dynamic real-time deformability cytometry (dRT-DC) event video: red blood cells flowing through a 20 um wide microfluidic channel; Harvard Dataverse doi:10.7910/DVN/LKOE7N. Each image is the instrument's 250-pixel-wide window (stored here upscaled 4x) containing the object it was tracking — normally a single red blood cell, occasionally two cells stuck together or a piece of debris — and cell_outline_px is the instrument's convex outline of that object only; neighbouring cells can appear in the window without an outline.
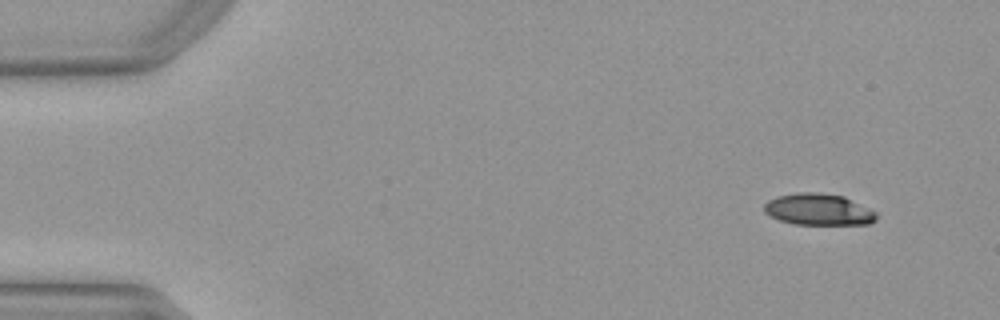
{"species": "Egyptian fruit bat (a non-hibernating species)", "species_latin": "Rousettus aegyptiacus", "temperature_condition": "warm", "stored_images_in_passage": 48, "camera_frame_rate_fps": 3000, "um_per_image_px": 0.085, "animal": {"sex": "female"}, "frame": {"image": 1, "passage_image": 1, "time_ms": 0.0, "image_size_px": [1000, 320], "cell_outline_px": [[876, 220], [868, 224], [792, 224], [768, 216], [764, 212], [764, 204], [768, 200], [776, 196], [800, 192], [816, 192], [844, 196], [876, 212]], "centroid_in_image_um": [69.53, 17.8], "position_along_channel_um": 15.5, "area_um2": 20.63}}
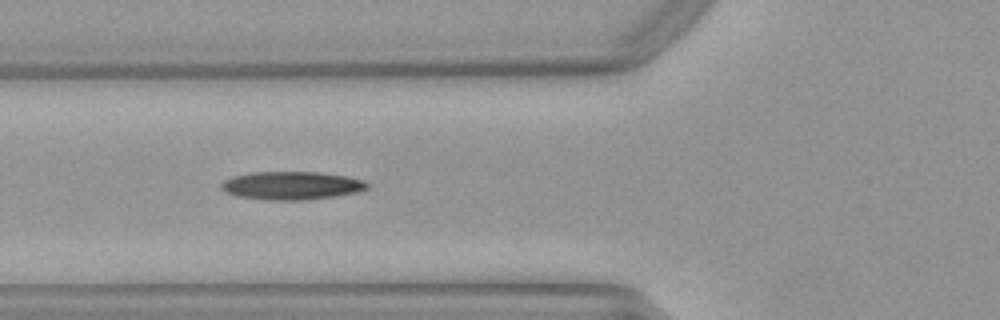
{"frame": {"image": 2, "passage_image": 16, "time_ms": 5.0, "image_size_px": [1000, 320], "cell_outline_px": [[368, 188], [360, 192], [336, 196], [304, 200], [264, 200], [236, 196], [220, 188], [220, 184], [224, 180], [236, 176], [252, 172], [320, 172], [344, 176], [360, 180], [368, 184]], "centroid_in_image_um": [24.78, 15.78], "position_along_channel_um": 101.0, "area_um2": 23.87}}
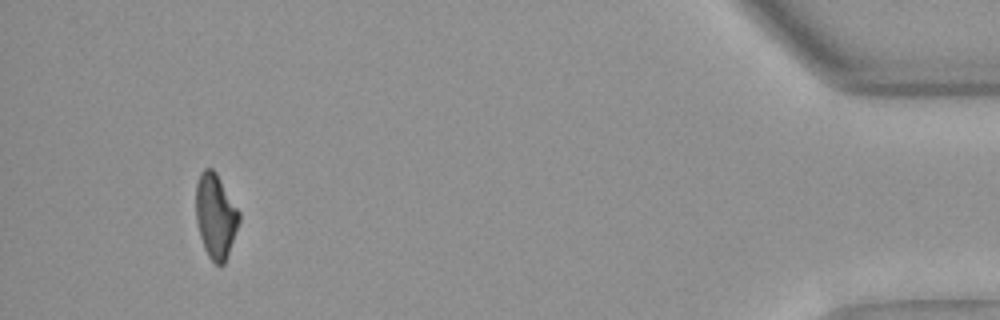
{"frame": {"image": 3, "passage_image": 45, "time_ms": 14.667, "image_size_px": [1000, 320], "cell_outline_px": [[240, 220], [224, 264], [216, 264], [208, 256], [204, 248], [200, 236], [196, 220], [196, 184], [200, 172], [204, 168], [212, 168], [216, 172], [240, 212]], "centroid_in_image_um": [18.31, 18.33], "position_along_channel_um": 416.9, "area_um2": 21.15}, "authors_computed_cell_mechanics": {"area_um2": 22.6865, "velocity_mm_per_s": 3.9946, "shape_relaxation_time_tau1_ms": 8.7279, "shape_relaxation_time_tau2_ms": null, "deformation_change_tau1": 0.2675, "deformation_change_tau2": null}}